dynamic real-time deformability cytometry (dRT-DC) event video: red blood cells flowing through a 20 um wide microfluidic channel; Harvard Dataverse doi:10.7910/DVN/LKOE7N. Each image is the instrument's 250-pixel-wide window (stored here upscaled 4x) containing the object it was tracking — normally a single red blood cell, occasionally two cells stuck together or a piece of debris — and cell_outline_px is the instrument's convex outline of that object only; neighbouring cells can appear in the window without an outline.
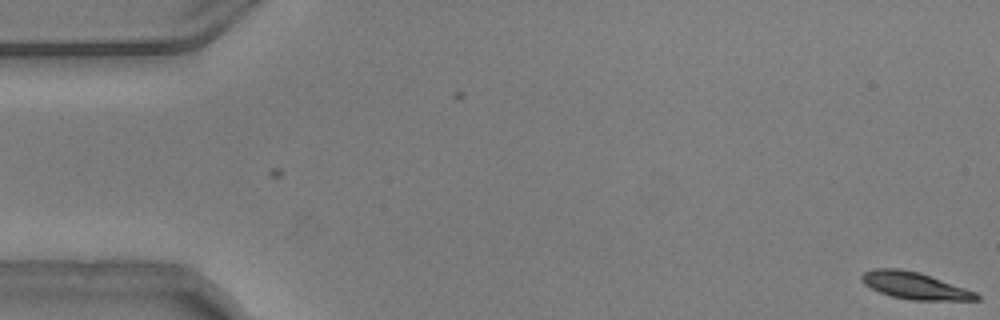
{"species": "common noctule bat (a hibernating species)", "species_latin": "Nyctalus noctula", "temperature_condition": "warm", "stored_images_in_passage": 55, "camera_frame_rate_fps": 3000, "um_per_image_px": 0.085, "animal": {"sex": "male", "body_mass_g": 20.5, "forearm_length_mm": 52.5}, "frame": {"image": 1, "passage_image": 1, "time_ms": 0.0, "image_size_px": [1000, 320], "cell_outline_px": [[980, 300], [908, 300], [892, 296], [880, 292], [864, 284], [860, 280], [860, 276], [864, 272], [872, 268], [896, 268], [920, 272], [976, 292], [980, 296]], "centroid_in_image_um": [77.73, 24.27], "position_along_channel_um": 7.3, "area_um2": 18.03}}
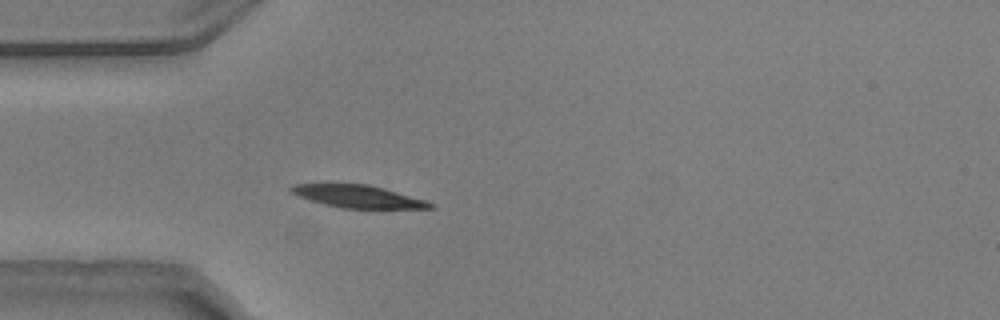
{"frame": {"image": 2, "passage_image": 16, "time_ms": 5.0, "image_size_px": [1000, 320], "cell_outline_px": [[436, 208], [344, 208], [324, 204], [288, 192], [288, 188], [296, 184], [368, 184], [384, 188], [424, 200], [432, 204]], "centroid_in_image_um": [30.39, 16.69], "position_along_channel_um": 54.6, "area_um2": 17.86}}
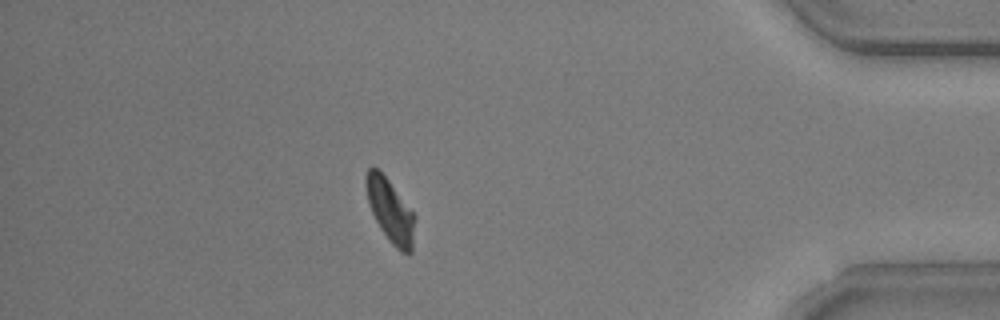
{"frame": {"image": 3, "passage_image": 48, "time_ms": 15.667, "image_size_px": [1000, 320], "cell_outline_px": [[416, 220], [412, 252], [408, 256], [400, 252], [388, 240], [380, 228], [368, 204], [364, 184], [364, 176], [368, 168], [376, 168], [388, 180], [416, 216]], "centroid_in_image_um": [33.18, 17.95], "position_along_channel_um": 402.0, "area_um2": 18.21}, "authors_computed_cell_mechanics": {"area_um2": 18.5538, "velocity_mm_per_s": 3.7108, "shape_relaxation_time_tau1_ms": 2.4052, "shape_relaxation_time_tau2_ms": null, "deformation_change_tau1": 0.1099, "deformation_change_tau2": null}}